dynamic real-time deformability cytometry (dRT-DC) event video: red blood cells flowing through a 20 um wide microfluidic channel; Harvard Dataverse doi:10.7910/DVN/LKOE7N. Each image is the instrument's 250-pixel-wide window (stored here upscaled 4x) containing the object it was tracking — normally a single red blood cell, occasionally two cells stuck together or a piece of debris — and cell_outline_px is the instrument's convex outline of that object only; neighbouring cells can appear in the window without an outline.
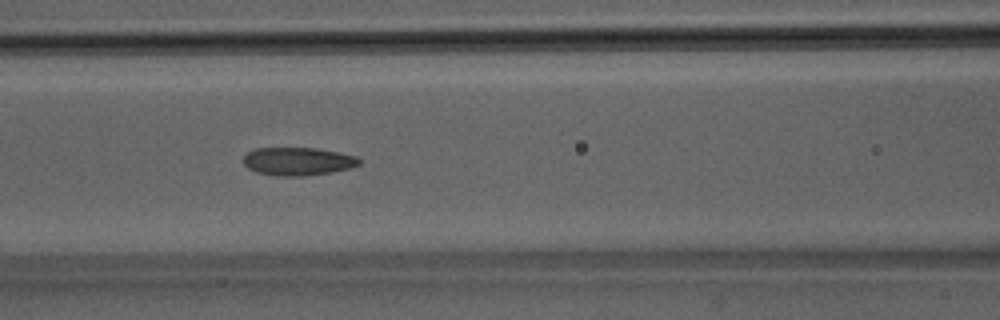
{"species": "Egyptian fruit bat (a non-hibernating species)", "species_latin": "Rousettus aegyptiacus", "temperature_condition": "room temperature", "stored_images_in_passage": 50, "camera_frame_rate_fps": 3000, "um_per_image_px": 0.085, "animal": {"sex": "male"}, "frame": {"image": 1, "passage_image": 22, "time_ms": 7.0, "image_size_px": [1000, 320], "cell_outline_px": [[360, 164], [352, 168], [332, 172], [304, 176], [276, 176], [256, 172], [248, 168], [244, 164], [244, 156], [248, 152], [256, 148], [316, 148], [356, 156], [360, 160]], "centroid_in_image_um": [25.32, 13.72], "position_along_channel_um": 141.3, "area_um2": 18.96}}
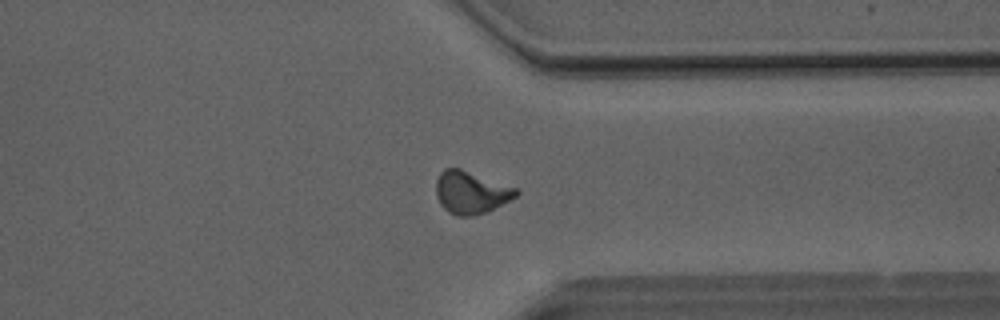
{"frame": {"image": 2, "passage_image": 39, "time_ms": 12.667, "image_size_px": [1000, 320], "cell_outline_px": [[520, 192], [516, 196], [488, 212], [472, 216], [456, 216], [448, 212], [440, 204], [436, 196], [436, 180], [440, 172], [444, 168], [460, 168], [516, 188]], "centroid_in_image_um": [40.0, 16.36], "position_along_channel_um": 371.4, "area_um2": 19.83}}
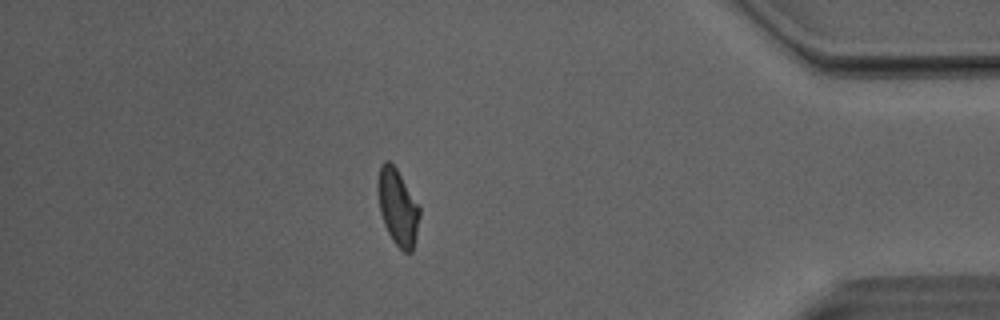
{"frame": {"image": 3, "passage_image": 44, "time_ms": 14.333, "image_size_px": [1000, 320], "cell_outline_px": [[420, 216], [416, 236], [412, 252], [404, 252], [392, 240], [384, 224], [380, 212], [376, 188], [376, 184], [380, 164], [384, 160], [388, 160], [396, 168], [420, 208]], "centroid_in_image_um": [33.78, 17.59], "position_along_channel_um": 401.4, "area_um2": 18.55}, "authors_computed_cell_mechanics": {"area_um2": 19.1896, "velocity_mm_per_s": 4.0945, "shape_relaxation_time_tau1_ms": 7.6643, "shape_relaxation_time_tau2_ms": 2.2973, "deformation_change_tau1": 0.1649, "deformation_change_tau2": 0.0887}}